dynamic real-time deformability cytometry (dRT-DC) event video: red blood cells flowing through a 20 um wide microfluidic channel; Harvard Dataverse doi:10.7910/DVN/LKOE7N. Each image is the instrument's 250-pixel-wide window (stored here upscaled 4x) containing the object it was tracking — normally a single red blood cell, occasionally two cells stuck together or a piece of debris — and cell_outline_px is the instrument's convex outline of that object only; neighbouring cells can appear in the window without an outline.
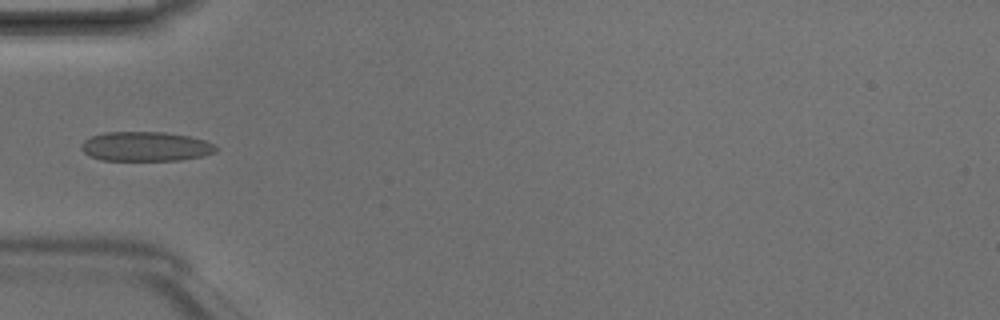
{"species": "Egyptian fruit bat (a non-hibernating species)", "species_latin": "Rousettus aegyptiacus", "temperature_condition": "room temperature", "stored_images_in_passage": 5, "camera_frame_rate_fps": 3000, "um_per_image_px": 0.085, "animal": {"sex": "male"}, "frame": {"image": 1, "passage_image": 4, "time_ms": 1.0, "image_size_px": [1000, 320], "cell_outline_px": [[220, 148], [216, 152], [200, 156], [180, 160], [100, 160], [84, 152], [80, 148], [80, 144], [84, 140], [92, 136], [104, 132], [164, 132], [188, 136], [204, 140]], "centroid_in_image_um": [12.36, 12.45], "position_along_channel_um": 72.6, "area_um2": 23.06}}